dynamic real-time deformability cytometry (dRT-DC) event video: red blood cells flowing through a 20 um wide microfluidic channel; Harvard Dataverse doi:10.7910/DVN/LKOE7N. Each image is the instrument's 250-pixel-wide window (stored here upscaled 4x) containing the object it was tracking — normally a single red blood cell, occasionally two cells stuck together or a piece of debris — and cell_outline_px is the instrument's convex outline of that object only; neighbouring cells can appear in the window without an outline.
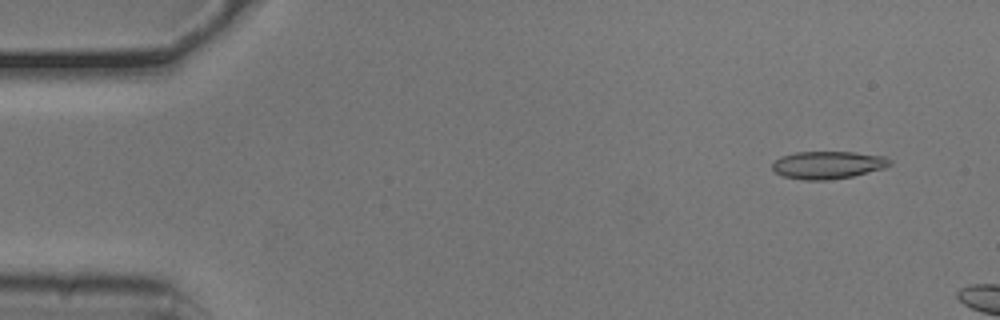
{"species": "common noctule bat (a hibernating species)", "species_latin": "Nyctalus noctula", "temperature_condition": "cold", "stored_images_in_passage": 6, "camera_frame_rate_fps": 3000, "um_per_image_px": 0.085, "animal": {"sex": "male", "body_mass_g": 20.5, "forearm_length_mm": 52.5}, "frame": {"image": 1, "passage_image": 1, "time_ms": 0.0, "image_size_px": [1000, 320], "cell_outline_px": [[892, 164], [884, 168], [852, 176], [828, 180], [804, 180], [784, 176], [776, 172], [772, 168], [772, 164], [780, 156], [796, 152], [852, 152], [884, 156], [892, 160]], "centroid_in_image_um": [70.38, 14.02], "position_along_channel_um": 14.6, "area_um2": 18.84}}